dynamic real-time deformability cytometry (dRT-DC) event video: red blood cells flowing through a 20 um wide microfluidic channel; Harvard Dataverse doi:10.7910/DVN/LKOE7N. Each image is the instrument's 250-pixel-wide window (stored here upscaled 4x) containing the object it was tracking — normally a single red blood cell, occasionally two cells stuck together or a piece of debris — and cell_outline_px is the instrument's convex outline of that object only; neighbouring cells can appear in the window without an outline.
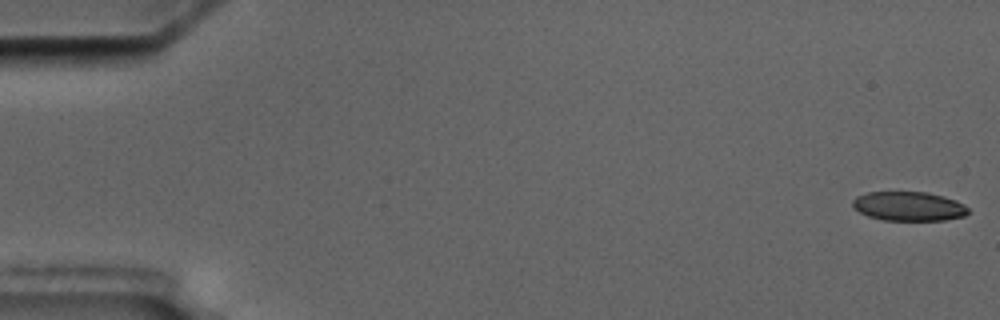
{"species": "common noctule bat (a hibernating species)", "species_latin": "Nyctalus noctula", "temperature_condition": "cold", "stored_images_in_passage": 6, "camera_frame_rate_fps": 3000, "um_per_image_px": 0.085, "animal": {"sex": "male", "body_mass_g": 17.5, "forearm_length_mm": 52.3}, "frame": {"image": 1, "passage_image": 1, "time_ms": 0.0, "image_size_px": [1000, 320], "cell_outline_px": [[968, 212], [964, 216], [944, 220], [884, 220], [868, 216], [860, 212], [852, 204], [852, 200], [856, 196], [868, 192], [928, 192], [944, 196], [956, 200], [964, 204], [968, 208]], "centroid_in_image_um": [77.25, 17.52], "position_along_channel_um": 7.7, "area_um2": 19.65}}
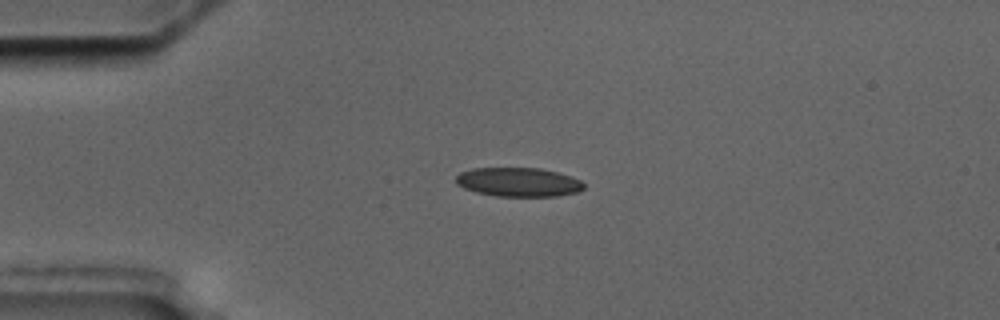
{"frame": {"image": 2, "passage_image": 4, "time_ms": 4.333, "image_size_px": [1000, 320], "cell_outline_px": [[584, 188], [576, 192], [556, 196], [496, 196], [476, 192], [464, 188], [456, 184], [456, 176], [460, 172], [472, 168], [540, 168], [572, 176], [580, 180], [584, 184]], "centroid_in_image_um": [44.05, 15.47], "position_along_channel_um": 41.0, "area_um2": 21.62}}
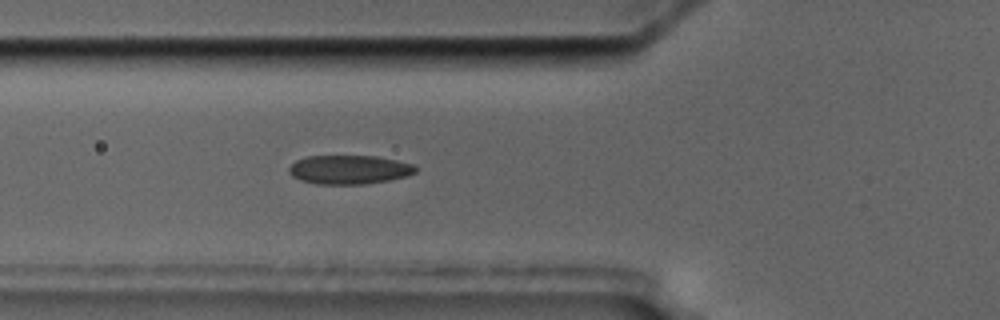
{"frame": {"image": 3, "passage_image": 6, "time_ms": 6.667, "image_size_px": [1000, 320], "cell_outline_px": [[416, 172], [408, 176], [388, 180], [364, 184], [316, 184], [300, 180], [292, 176], [288, 172], [288, 168], [296, 160], [304, 156], [376, 156], [396, 160], [412, 164], [416, 168]], "centroid_in_image_um": [29.65, 14.42], "position_along_channel_um": 96.2, "area_um2": 21.39}}